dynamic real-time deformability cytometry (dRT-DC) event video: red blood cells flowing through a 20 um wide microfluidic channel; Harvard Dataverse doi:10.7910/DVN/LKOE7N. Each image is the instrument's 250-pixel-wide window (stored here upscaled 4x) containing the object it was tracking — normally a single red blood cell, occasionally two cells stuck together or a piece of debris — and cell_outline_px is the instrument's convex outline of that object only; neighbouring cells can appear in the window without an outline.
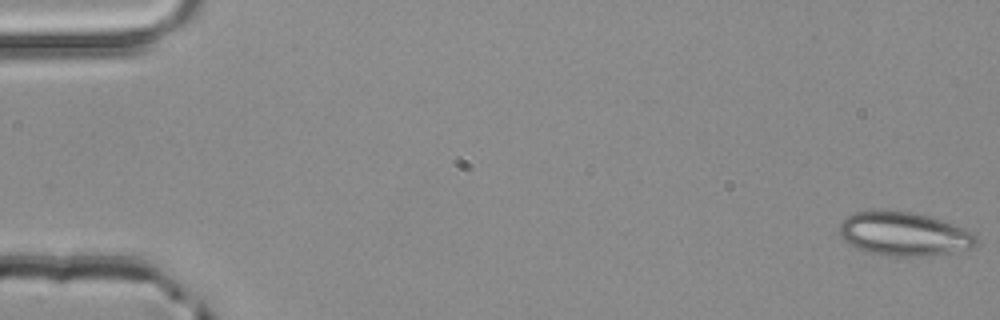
{"species": "common noctule bat (a hibernating species)", "species_latin": "Nyctalus noctula", "temperature_condition": "room temperature", "stored_images_in_passage": 3, "camera_frame_rate_fps": 3000, "um_per_image_px": 0.085, "animal": {"sex": "male", "body_mass_g": 20.4}, "frame": {"image": 1, "passage_image": 1, "time_ms": 0.0, "image_size_px": [1000, 320], "cell_outline_px": [[980, 244], [972, 248], [932, 256], [884, 256], [868, 252], [848, 244], [840, 236], [840, 224], [848, 216], [856, 212], [872, 208], [912, 212], [932, 216], [964, 228], [972, 232], [980, 240]], "centroid_in_image_um": [76.87, 19.87], "position_along_channel_um": 8.1, "area_um2": 35.66}}